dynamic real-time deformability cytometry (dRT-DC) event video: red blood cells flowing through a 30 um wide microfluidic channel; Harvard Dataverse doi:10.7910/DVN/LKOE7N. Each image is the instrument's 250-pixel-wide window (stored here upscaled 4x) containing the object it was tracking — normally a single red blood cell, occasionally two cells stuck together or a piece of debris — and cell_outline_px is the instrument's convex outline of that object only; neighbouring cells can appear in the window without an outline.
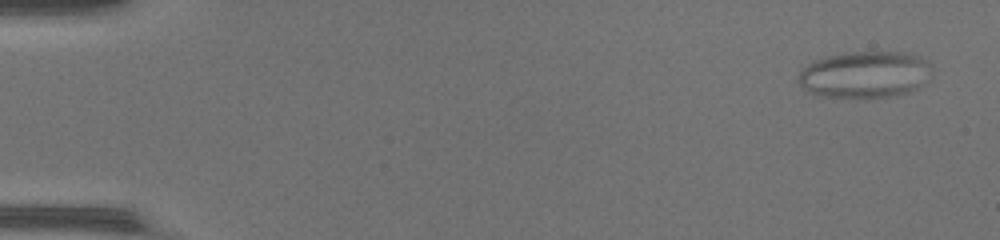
{"species": "common noctule bat (a hibernating species)", "species_latin": "Nyctalus noctula", "temperature_condition": "warm", "stored_images_in_passage": 46, "camera_frame_rate_fps": 3000, "um_per_image_px": 0.085, "animal": {"sex": "female", "body_mass_g": 17.0, "forearm_length_mm": 48.0}, "frame": {"image": 1, "passage_image": 1, "time_ms": 0.0, "image_size_px": [1000, 240], "cell_outline_px": [[932, 72], [916, 88], [908, 92], [896, 96], [824, 96], [812, 92], [804, 88], [800, 84], [800, 72], [812, 60], [824, 56], [852, 52], [900, 52], [920, 56], [932, 68]], "centroid_in_image_um": [73.52, 6.3], "position_along_channel_um": 11.5, "area_um2": 35.49}}
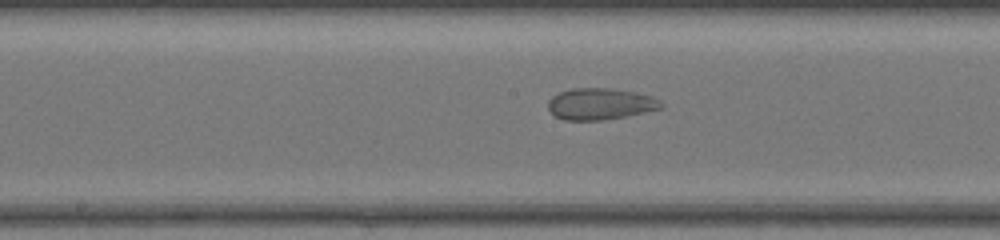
{"frame": {"image": 2, "passage_image": 24, "time_ms": 7.667, "image_size_px": [1000, 240], "cell_outline_px": [[664, 104], [660, 108], [628, 116], [604, 120], [564, 120], [556, 116], [548, 108], [548, 100], [552, 96], [560, 92], [572, 88], [608, 88], [632, 92], [652, 96], [660, 100]], "centroid_in_image_um": [51.01, 8.84], "position_along_channel_um": 197.2, "area_um2": 20.63}}
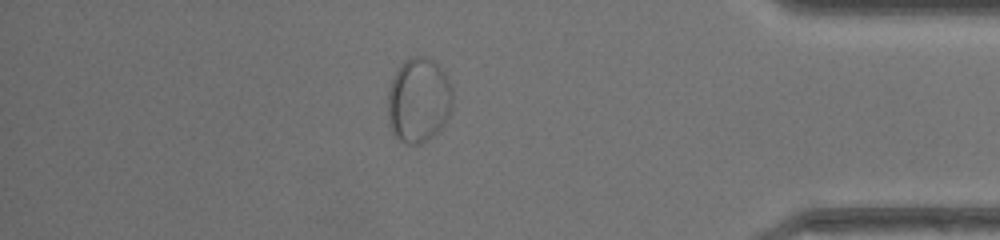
{"frame": {"image": 3, "passage_image": 40, "time_ms": 13.0, "image_size_px": [1000, 240], "cell_outline_px": [[452, 108], [440, 132], [420, 144], [408, 144], [400, 140], [392, 132], [388, 124], [388, 92], [392, 80], [396, 72], [404, 60], [412, 56], [424, 56], [432, 60], [444, 72], [452, 88]], "centroid_in_image_um": [35.59, 8.54], "position_along_channel_um": 399.6, "area_um2": 32.19}}